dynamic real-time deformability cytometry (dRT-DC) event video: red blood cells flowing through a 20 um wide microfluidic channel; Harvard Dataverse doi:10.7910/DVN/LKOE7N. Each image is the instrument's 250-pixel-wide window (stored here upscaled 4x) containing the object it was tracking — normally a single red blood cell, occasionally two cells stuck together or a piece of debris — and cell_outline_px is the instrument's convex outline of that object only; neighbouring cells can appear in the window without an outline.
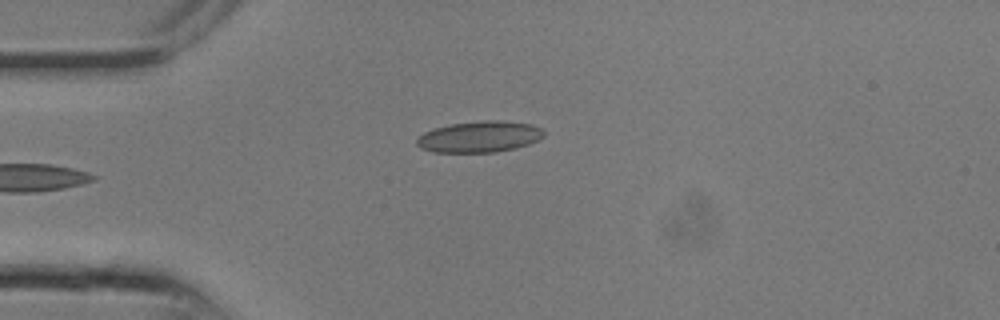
{"species": "common noctule bat (a hibernating species)", "species_latin": "Nyctalus noctula", "temperature_condition": "room temperature", "stored_images_in_passage": 8, "camera_frame_rate_fps": 3000, "um_per_image_px": 0.085, "animal": {"sex": "male", "body_mass_g": 13.3}, "frame": {"image": 1, "passage_image": 8, "time_ms": 2.333, "image_size_px": [1000, 320], "cell_outline_px": [[544, 136], [528, 144], [516, 148], [496, 152], [432, 152], [420, 148], [416, 144], [416, 140], [424, 132], [436, 128], [452, 124], [484, 120], [496, 120], [532, 124], [540, 128], [544, 132]], "centroid_in_image_um": [40.75, 11.63], "position_along_channel_um": 44.3, "area_um2": 22.95}}